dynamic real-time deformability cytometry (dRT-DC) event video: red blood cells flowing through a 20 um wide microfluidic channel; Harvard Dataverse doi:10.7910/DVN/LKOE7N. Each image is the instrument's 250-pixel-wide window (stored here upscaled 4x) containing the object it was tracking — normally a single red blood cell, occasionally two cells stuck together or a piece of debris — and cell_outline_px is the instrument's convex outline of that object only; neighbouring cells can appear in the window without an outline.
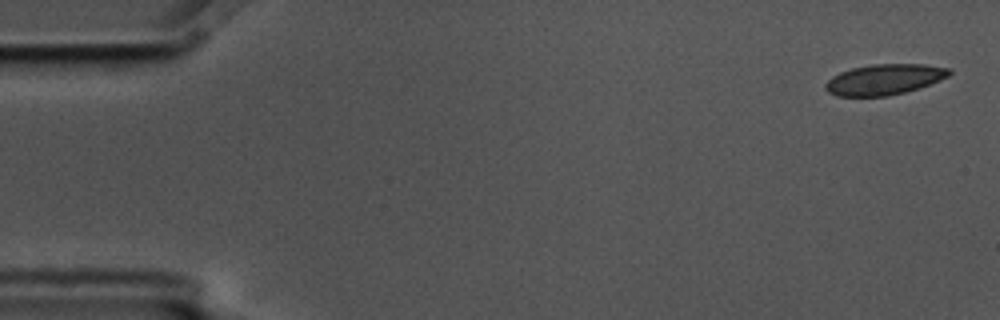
{"species": "common noctule bat (a hibernating species)", "species_latin": "Nyctalus noctula", "temperature_condition": "cold", "stored_images_in_passage": 5, "camera_frame_rate_fps": 3000, "um_per_image_px": 0.085, "animal": {"sex": "male", "body_mass_g": 17.5, "forearm_length_mm": 52.3}, "frame": {"image": 1, "passage_image": 1, "time_ms": 0.0, "image_size_px": [1000, 320], "cell_outline_px": [[952, 72], [948, 76], [940, 80], [920, 88], [888, 96], [836, 96], [828, 92], [824, 88], [824, 84], [832, 76], [840, 72], [852, 68], [872, 64], [924, 64], [952, 68]], "centroid_in_image_um": [75.17, 6.75], "position_along_channel_um": 9.8, "area_um2": 22.25}}
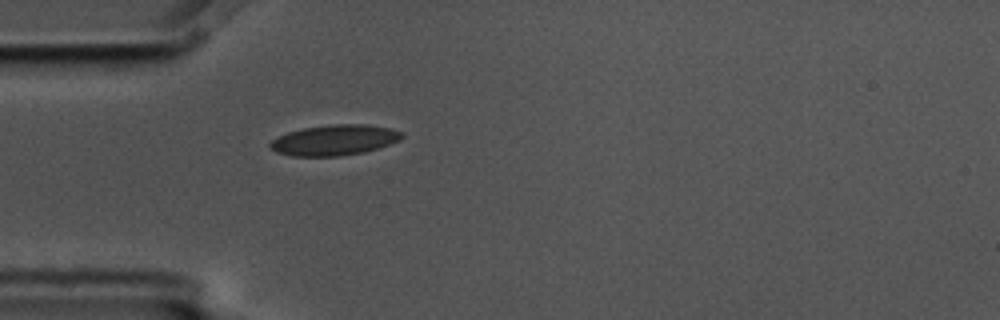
{"frame": {"image": 2, "passage_image": 5, "time_ms": 1.333, "image_size_px": [1000, 320], "cell_outline_px": [[404, 136], [400, 140], [364, 152], [340, 156], [292, 156], [276, 152], [268, 144], [272, 140], [288, 132], [304, 128], [332, 124], [368, 124], [392, 128], [404, 132]], "centroid_in_image_um": [28.46, 11.9], "position_along_channel_um": 56.5, "area_um2": 23.41}}